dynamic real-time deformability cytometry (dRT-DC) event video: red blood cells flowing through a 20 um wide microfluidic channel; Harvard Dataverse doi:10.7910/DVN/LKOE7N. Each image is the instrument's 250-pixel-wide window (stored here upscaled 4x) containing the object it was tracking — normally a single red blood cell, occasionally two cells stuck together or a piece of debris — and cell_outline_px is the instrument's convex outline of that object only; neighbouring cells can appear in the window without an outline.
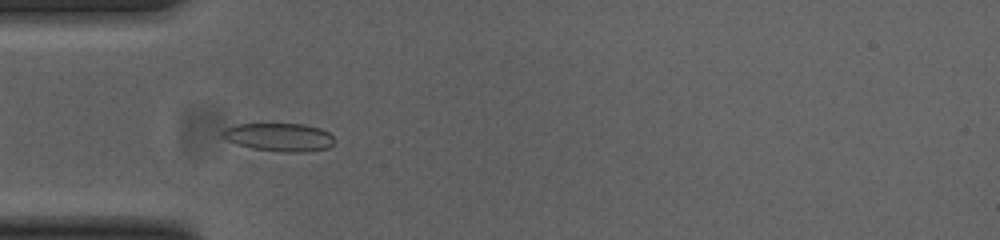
{"species": "common noctule bat (a hibernating species)", "species_latin": "Nyctalus noctula", "temperature_condition": "cold", "stored_images_in_passage": 52, "camera_frame_rate_fps": 3000, "um_per_image_px": 0.085, "animal": {"sex": "female", "body_mass_g": 23.0, "forearm_length_mm": 53.4}, "frame": {"image": 1, "passage_image": 15, "time_ms": 4.667, "image_size_px": [1000, 240], "cell_outline_px": [[332, 144], [328, 148], [304, 152], [284, 152], [252, 148], [236, 144], [220, 136], [220, 132], [224, 128], [236, 124], [304, 124], [320, 128], [328, 132], [332, 136]], "centroid_in_image_um": [23.68, 11.65], "position_along_channel_um": 61.3, "area_um2": 18.38}}
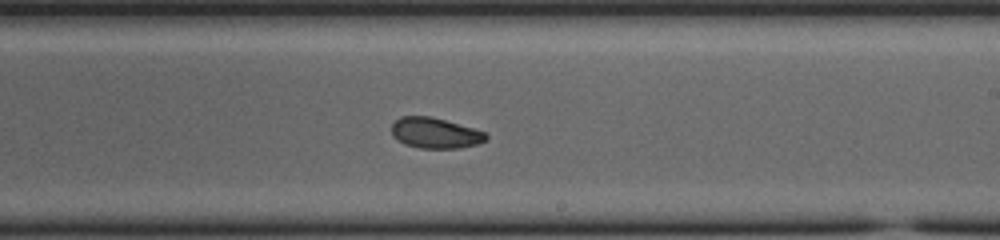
{"frame": {"image": 2, "passage_image": 30, "time_ms": 9.667, "image_size_px": [1000, 240], "cell_outline_px": [[488, 140], [476, 144], [460, 148], [420, 148], [404, 144], [392, 136], [392, 124], [400, 116], [432, 116], [472, 128], [484, 132], [488, 136]], "centroid_in_image_um": [36.97, 11.3], "position_along_channel_um": 252.0, "area_um2": 16.82}}
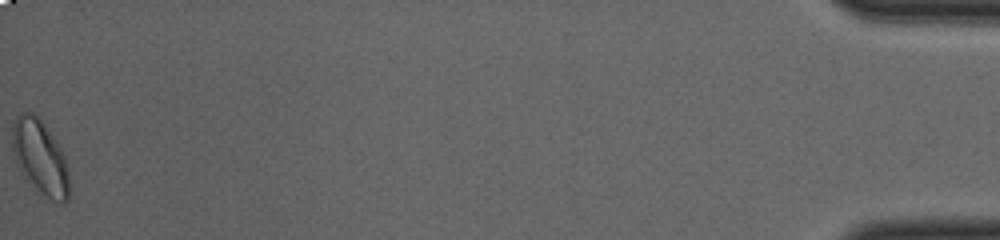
{"frame": {"image": 3, "passage_image": 52, "time_ms": 17.0, "image_size_px": [1000, 240], "cell_outline_px": [[68, 200], [64, 204], [56, 204], [40, 196], [20, 172], [16, 164], [12, 148], [12, 124], [16, 116], [20, 112], [32, 112], [44, 124], [60, 148], [64, 156], [68, 168]], "centroid_in_image_um": [3.39, 13.44], "position_along_channel_um": 431.8, "area_um2": 25.2}, "authors_computed_cell_mechanics": {"area_um2": 17.6579, "velocity_mm_per_s": 3.8547, "shape_relaxation_time_tau1_ms": 2.2944, "shape_relaxation_time_tau2_ms": 3.5978, "deformation_change_tau1": 0.1031, "deformation_change_tau2": 0.0738}}